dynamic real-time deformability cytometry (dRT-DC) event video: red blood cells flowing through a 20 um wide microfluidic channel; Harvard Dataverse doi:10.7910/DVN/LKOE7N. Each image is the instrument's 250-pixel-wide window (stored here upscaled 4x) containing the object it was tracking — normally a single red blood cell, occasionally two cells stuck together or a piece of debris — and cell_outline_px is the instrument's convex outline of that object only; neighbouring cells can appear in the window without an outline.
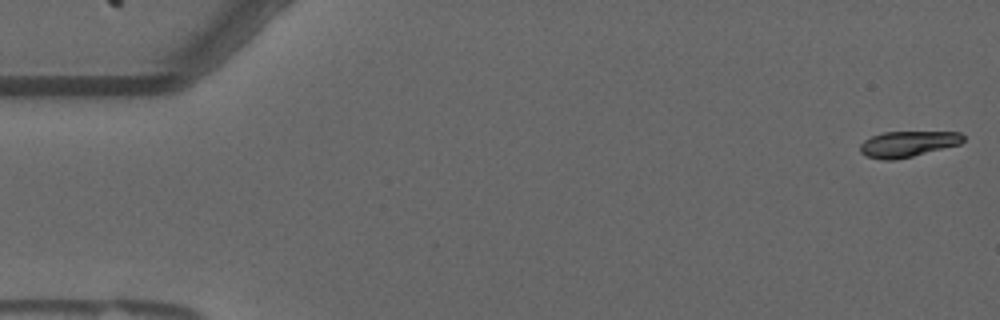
{"species": "common noctule bat (a hibernating species)", "species_latin": "Nyctalus noctula", "temperature_condition": "warm", "stored_images_in_passage": 55, "camera_frame_rate_fps": 3000, "um_per_image_px": 0.085, "animal": {"sex": "male", "forearm_length_mm": 52.5}, "frame": {"image": 1, "passage_image": 1, "time_ms": 0.0, "image_size_px": [1000, 320], "cell_outline_px": [[964, 140], [960, 144], [912, 156], [892, 160], [884, 160], [864, 156], [860, 152], [860, 144], [864, 140], [872, 136], [884, 132], [960, 132], [964, 136]], "centroid_in_image_um": [77.13, 12.24], "position_along_channel_um": 7.9, "area_um2": 15.43}}
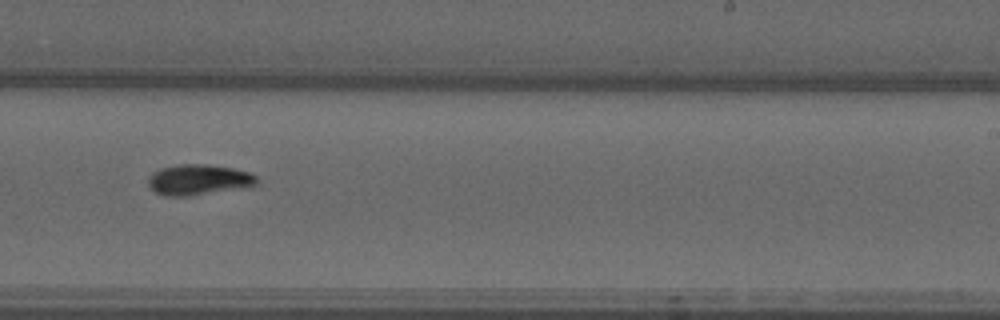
{"frame": {"image": 2, "passage_image": 34, "time_ms": 11.0, "image_size_px": [1000, 320], "cell_outline_px": [[256, 184], [252, 188], [188, 196], [164, 196], [156, 192], [148, 184], [148, 176], [152, 172], [160, 168], [180, 164], [208, 164], [232, 168], [248, 172], [256, 176]], "centroid_in_image_um": [16.9, 15.29], "position_along_channel_um": 272.1, "area_um2": 19.71}}
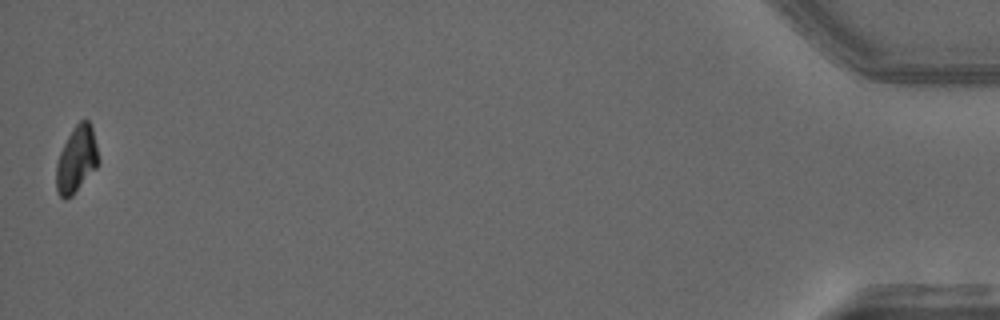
{"frame": {"image": 3, "passage_image": 55, "time_ms": 18.0, "image_size_px": [1000, 320], "cell_outline_px": [[100, 160], [96, 168], [72, 196], [64, 200], [60, 196], [56, 188], [56, 164], [60, 152], [72, 128], [80, 120], [88, 120], [92, 128]], "centroid_in_image_um": [6.5, 13.57], "position_along_channel_um": 428.7, "area_um2": 16.3}, "authors_computed_cell_mechanics": {"area_um2": 17.7446, "velocity_mm_per_s": 3.6638, "shape_relaxation_time_tau1_ms": 9.9215, "shape_relaxation_time_tau2_ms": null, "deformation_change_tau1": 0.2511, "deformation_change_tau2": null}}